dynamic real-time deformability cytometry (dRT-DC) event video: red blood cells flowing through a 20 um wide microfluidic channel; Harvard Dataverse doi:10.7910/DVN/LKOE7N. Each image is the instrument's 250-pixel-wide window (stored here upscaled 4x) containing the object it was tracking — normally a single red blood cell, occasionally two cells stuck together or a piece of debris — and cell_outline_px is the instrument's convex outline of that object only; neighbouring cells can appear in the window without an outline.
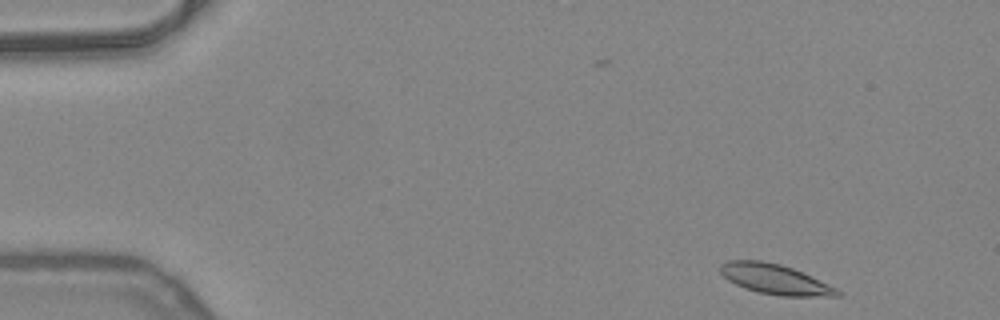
{"species": "common noctule bat (a hibernating species)", "species_latin": "Nyctalus noctula", "temperature_condition": "warm", "stored_images_in_passage": 48, "camera_frame_rate_fps": 3000, "um_per_image_px": 0.085, "animal": {"sex": "female", "body_mass_g": 24.6, "forearm_length_mm": 56.2}, "frame": {"image": 1, "passage_image": 2, "time_ms": 0.333, "image_size_px": [1000, 320], "cell_outline_px": [[840, 296], [780, 296], [760, 292], [744, 288], [728, 280], [720, 272], [720, 264], [728, 260], [760, 260], [780, 264], [792, 268], [828, 284], [836, 288], [840, 292]], "centroid_in_image_um": [65.84, 23.73], "position_along_channel_um": 19.2, "area_um2": 20.23}}
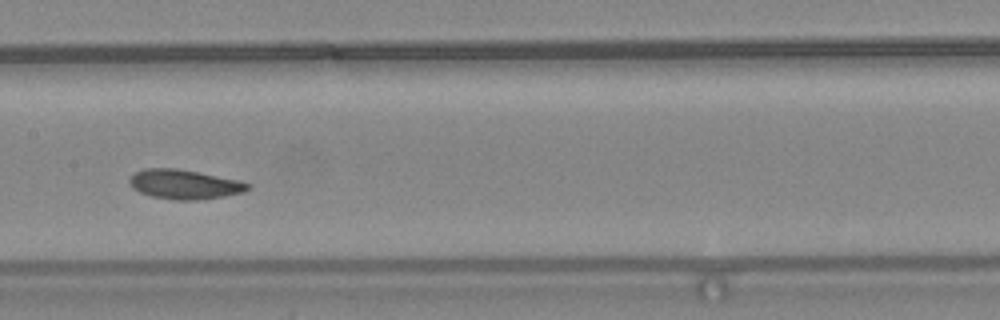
{"frame": {"image": 2, "passage_image": 23, "time_ms": 7.333, "image_size_px": [1000, 320], "cell_outline_px": [[252, 184], [244, 192], [224, 196], [196, 200], [176, 200], [152, 196], [140, 192], [132, 188], [128, 184], [128, 180], [136, 172], [144, 168], [176, 168], [200, 172], [240, 180]], "centroid_in_image_um": [15.68, 15.66], "position_along_channel_um": 191.7, "area_um2": 20.4}}
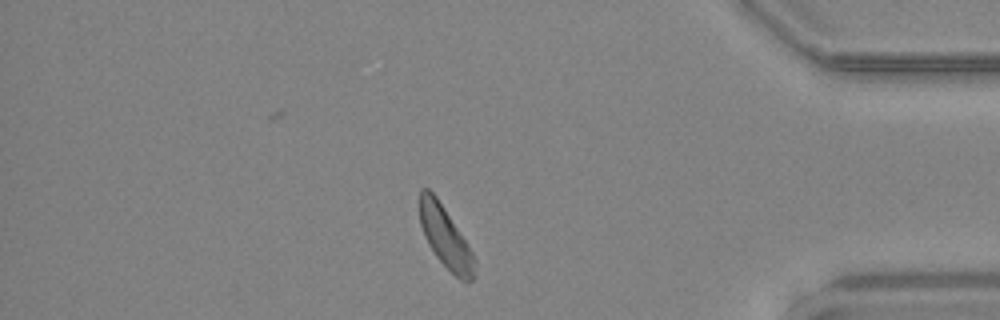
{"frame": {"image": 3, "passage_image": 41, "time_ms": 13.333, "image_size_px": [1000, 320], "cell_outline_px": [[476, 260], [472, 280], [468, 284], [460, 280], [436, 256], [428, 244], [424, 236], [420, 224], [420, 188], [428, 188], [436, 196], [464, 240]], "centroid_in_image_um": [37.84, 20.18], "position_along_channel_um": 397.4, "area_um2": 19.02}, "authors_computed_cell_mechanics": {"area_um2": 20.1722, "velocity_mm_per_s": 3.9718, "shape_relaxation_time_tau1_ms": 3.7192, "shape_relaxation_time_tau2_ms": 5.3421, "deformation_change_tau1": 0.0855, "deformation_change_tau2": 0.1051}}